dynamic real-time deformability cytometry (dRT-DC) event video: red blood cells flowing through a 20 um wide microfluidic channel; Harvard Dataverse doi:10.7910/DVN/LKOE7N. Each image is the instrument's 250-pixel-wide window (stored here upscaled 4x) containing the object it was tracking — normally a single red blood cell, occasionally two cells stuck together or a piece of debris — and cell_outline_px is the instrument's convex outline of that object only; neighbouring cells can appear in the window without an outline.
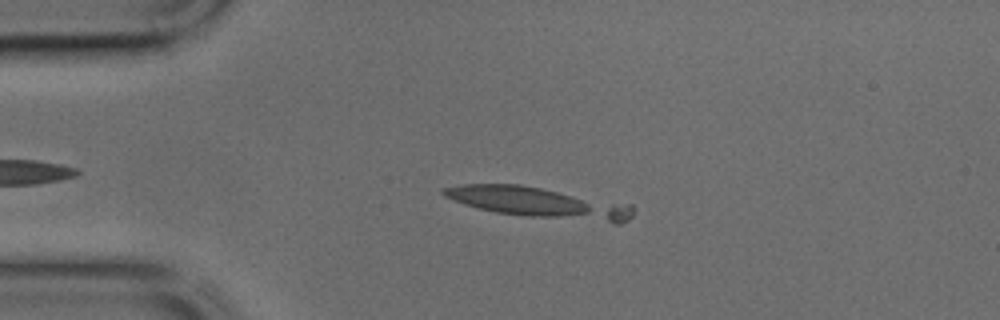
{"species": "common noctule bat (a hibernating species)", "species_latin": "Nyctalus noctula", "temperature_condition": "cold", "stored_images_in_passage": 9, "camera_frame_rate_fps": 3000, "um_per_image_px": 0.085, "animal": {"sex": "male", "body_mass_g": 17.9, "forearm_length_mm": 54.2}, "frame": {"image": 1, "passage_image": 8, "time_ms": 2.333, "image_size_px": [1000, 320], "cell_outline_px": [[632, 216], [628, 220], [620, 224], [612, 224], [528, 216], [496, 212], [464, 204], [444, 196], [440, 192], [440, 188], [464, 184], [520, 184], [632, 204]], "centroid_in_image_um": [45.86, 17.23], "position_along_channel_um": 39.1, "area_um2": 33.99}}